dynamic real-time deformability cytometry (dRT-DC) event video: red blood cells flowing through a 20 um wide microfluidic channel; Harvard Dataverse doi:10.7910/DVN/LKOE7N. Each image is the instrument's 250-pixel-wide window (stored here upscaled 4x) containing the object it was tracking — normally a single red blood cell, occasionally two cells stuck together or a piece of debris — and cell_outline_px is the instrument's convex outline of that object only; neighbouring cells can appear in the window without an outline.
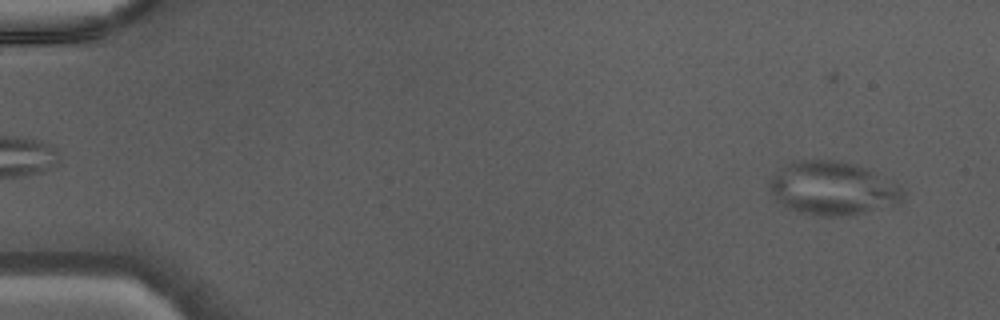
{"species": "Egyptian fruit bat (a non-hibernating species)", "species_latin": "Rousettus aegyptiacus", "temperature_condition": "warm", "stored_images_in_passage": 45, "camera_frame_rate_fps": 3000, "um_per_image_px": 0.085, "animal": {"sex": "male"}, "frame": {"image": 1, "passage_image": 3, "time_ms": 0.667, "image_size_px": [1000, 320], "cell_outline_px": [[904, 200], [900, 204], [892, 208], [856, 216], [816, 216], [796, 212], [780, 204], [776, 200], [768, 188], [772, 180], [792, 160], [844, 160], [864, 168], [900, 188], [904, 192]], "centroid_in_image_um": [70.82, 16.07], "position_along_channel_um": 14.2, "area_um2": 41.85}}
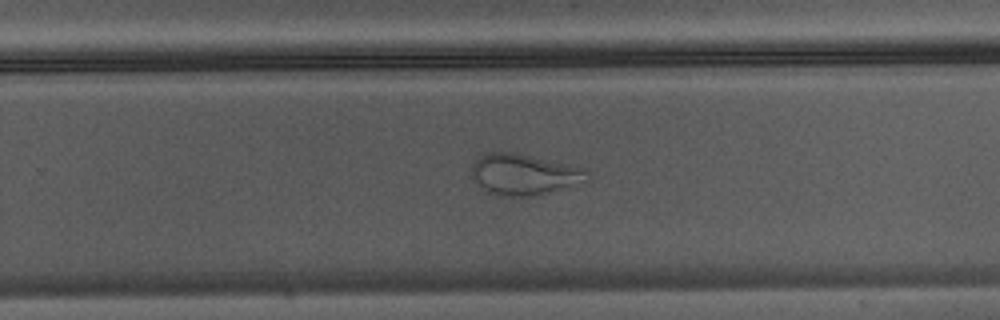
{"frame": {"image": 2, "passage_image": 30, "time_ms": 9.667, "image_size_px": [1000, 320], "cell_outline_px": [[588, 180], [532, 196], [504, 196], [488, 192], [480, 188], [472, 180], [472, 164], [480, 156], [488, 152], [512, 152], [580, 168], [588, 172]], "centroid_in_image_um": [44.42, 14.83], "position_along_channel_um": 285.4, "area_um2": 26.82}}
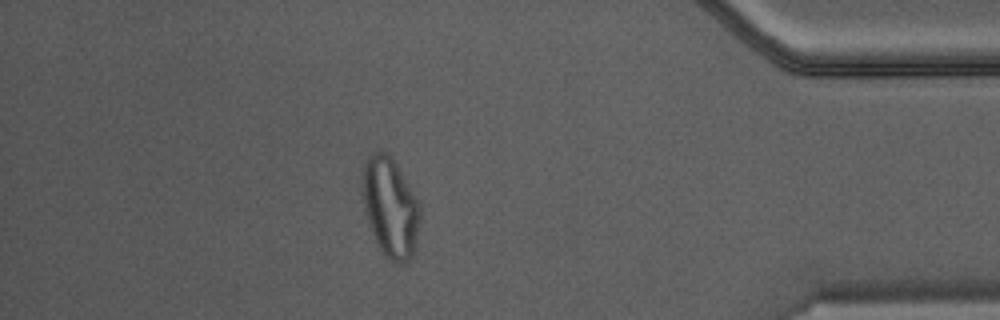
{"frame": {"image": 3, "passage_image": 40, "time_ms": 13.0, "image_size_px": [1000, 320], "cell_outline_px": [[420, 216], [416, 248], [412, 256], [404, 264], [392, 264], [384, 256], [376, 244], [368, 224], [364, 212], [360, 184], [360, 176], [364, 164], [368, 156], [372, 152], [388, 152], [396, 164], [420, 204]], "centroid_in_image_um": [33.14, 17.67], "position_along_channel_um": 402.1, "area_um2": 34.33}}